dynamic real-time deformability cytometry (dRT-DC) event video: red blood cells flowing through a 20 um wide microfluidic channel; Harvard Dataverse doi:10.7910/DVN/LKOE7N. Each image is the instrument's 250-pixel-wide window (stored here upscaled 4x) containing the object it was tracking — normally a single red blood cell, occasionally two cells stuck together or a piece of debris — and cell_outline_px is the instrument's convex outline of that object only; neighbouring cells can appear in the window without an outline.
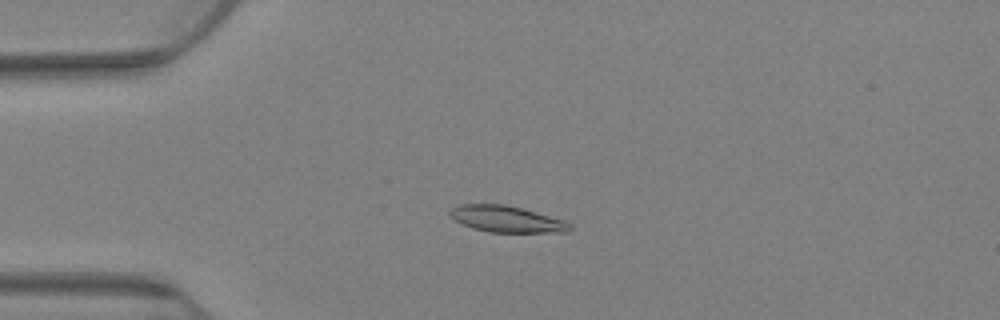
{"species": "Egyptian fruit bat (a non-hibernating species)", "species_latin": "Rousettus aegyptiacus", "temperature_condition": "warm", "stored_images_in_passage": 79, "camera_frame_rate_fps": 3000, "um_per_image_px": 0.085, "animal": {"sex": "female"}, "frame": {"image": 1, "passage_image": 19, "time_ms": 6.0, "image_size_px": [1000, 320], "cell_outline_px": [[572, 228], [568, 232], [488, 232], [472, 228], [460, 224], [448, 216], [448, 212], [452, 208], [460, 204], [504, 204], [520, 208], [564, 220], [572, 224]], "centroid_in_image_um": [43.01, 18.63], "position_along_channel_um": 42.0, "area_um2": 18.5}}
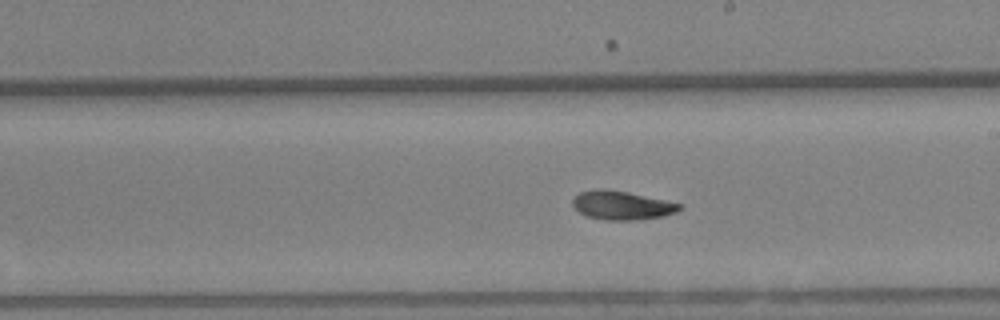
{"frame": {"image": 2, "passage_image": 45, "time_ms": 14.667, "image_size_px": [1000, 320], "cell_outline_px": [[684, 208], [676, 212], [664, 216], [636, 220], [608, 220], [588, 216], [580, 212], [572, 204], [572, 200], [580, 192], [600, 188], [604, 188], [628, 192], [684, 204]], "centroid_in_image_um": [52.91, 17.45], "position_along_channel_um": 236.1, "area_um2": 17.92}}
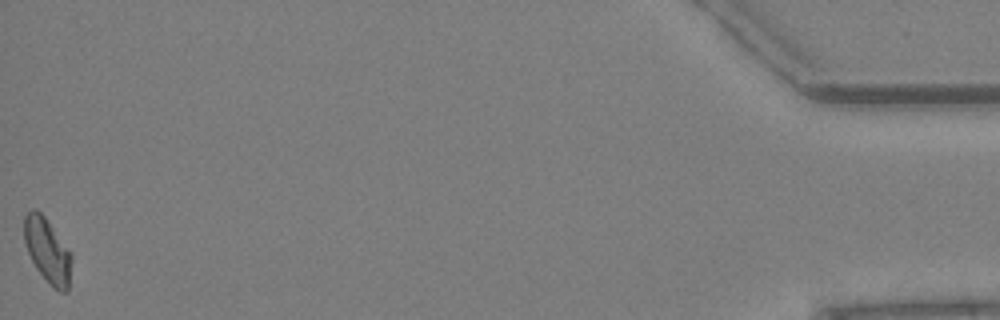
{"frame": {"image": 3, "passage_image": 79, "time_ms": 26.0, "image_size_px": [1000, 320], "cell_outline_px": [[72, 260], [68, 288], [64, 292], [60, 292], [52, 288], [36, 268], [28, 252], [24, 240], [24, 216], [32, 208], [36, 208], [44, 216], [72, 252]], "centroid_in_image_um": [4.04, 21.29], "position_along_channel_um": 431.2, "area_um2": 17.92}, "authors_computed_cell_mechanics": {"area_um2": 17.918, "velocity_mm_per_s": 2.5693, "shape_relaxation_time_tau1_ms": null, "shape_relaxation_time_tau2_ms": 9.2065, "deformation_change_tau1": null, "deformation_change_tau2": 0.1004}}